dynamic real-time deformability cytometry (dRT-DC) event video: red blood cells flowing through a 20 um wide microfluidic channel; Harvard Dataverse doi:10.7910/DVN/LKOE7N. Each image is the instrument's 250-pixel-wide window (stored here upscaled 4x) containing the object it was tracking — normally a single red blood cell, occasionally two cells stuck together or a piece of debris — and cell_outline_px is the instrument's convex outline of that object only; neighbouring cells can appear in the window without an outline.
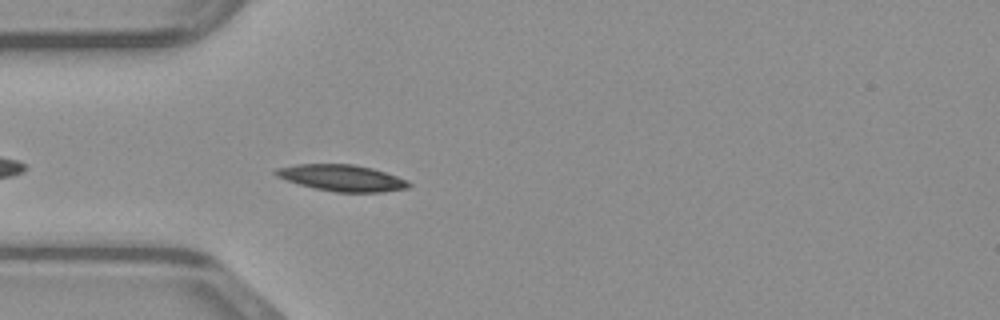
{"species": "common noctule bat (a hibernating species)", "species_latin": "Nyctalus noctula", "temperature_condition": "warm", "stored_images_in_passage": 37, "camera_frame_rate_fps": 3000, "um_per_image_px": 0.085, "animal": {"sex": "male", "body_mass_g": 23.1, "forearm_length_mm": 52.7}, "frame": {"image": 1, "passage_image": 3, "time_ms": 0.667, "image_size_px": [1000, 320], "cell_outline_px": [[412, 184], [408, 188], [384, 192], [336, 192], [316, 188], [300, 184], [276, 176], [272, 172], [276, 168], [296, 164], [352, 164], [372, 168], [408, 180]], "centroid_in_image_um": [29.07, 15.12], "position_along_channel_um": 55.9, "area_um2": 20.35}}
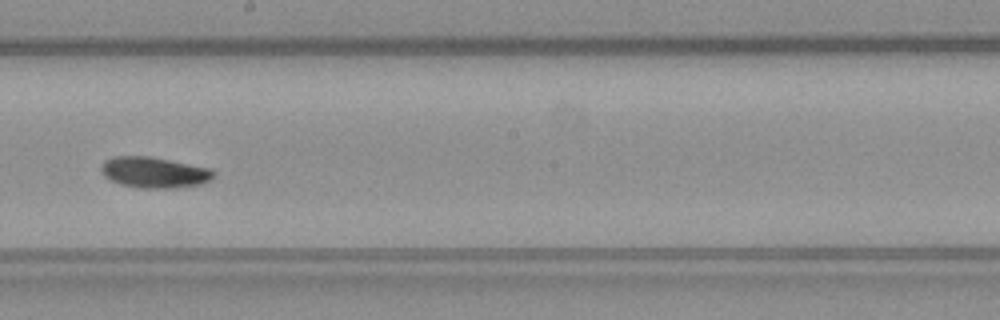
{"frame": {"image": 2, "passage_image": 16, "time_ms": 5.0, "image_size_px": [1000, 320], "cell_outline_px": [[216, 172], [212, 180], [200, 184], [172, 188], [140, 188], [120, 184], [104, 176], [100, 172], [100, 168], [104, 160], [112, 156], [152, 156], [208, 168]], "centroid_in_image_um": [13.08, 14.65], "position_along_channel_um": 235.1, "area_um2": 20.35}}
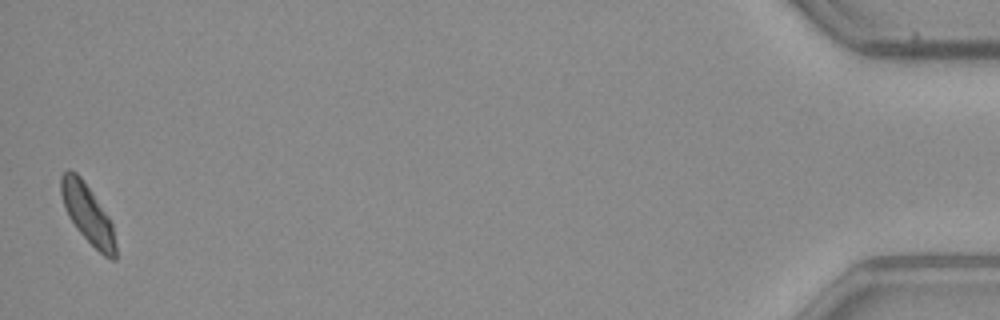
{"frame": {"image": 3, "passage_image": 37, "time_ms": 12.0, "image_size_px": [1000, 320], "cell_outline_px": [[116, 260], [112, 260], [104, 256], [76, 228], [68, 216], [64, 208], [60, 192], [60, 176], [68, 168], [76, 172], [80, 176], [108, 216], [112, 224], [116, 244]], "centroid_in_image_um": [7.43, 18.17], "position_along_channel_um": 427.8, "area_um2": 18.55}}